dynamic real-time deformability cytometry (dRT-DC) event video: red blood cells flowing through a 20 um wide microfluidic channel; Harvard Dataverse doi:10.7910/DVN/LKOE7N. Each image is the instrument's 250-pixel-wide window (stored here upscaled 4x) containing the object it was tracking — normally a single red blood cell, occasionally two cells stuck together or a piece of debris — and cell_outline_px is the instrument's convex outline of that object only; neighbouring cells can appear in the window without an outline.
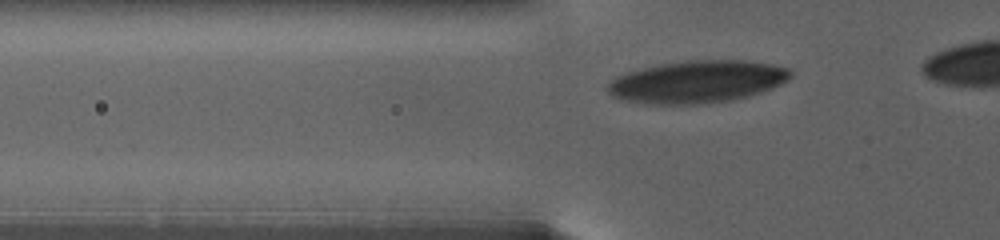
{"species": "human", "species_latin": "Homo sapiens", "temperature_condition": "warm", "stored_images_in_passage": 84, "camera_frame_rate_fps": 3000, "um_per_image_px": 0.085, "donor": {"sex": "female"}, "frame": {"image": 1, "passage_image": 3, "time_ms": 0.333, "image_size_px": [1000, 240], "cell_outline_px": [[792, 76], [788, 80], [772, 88], [748, 96], [732, 100], [696, 104], [652, 104], [624, 100], [612, 96], [608, 92], [608, 80], [616, 76], [628, 72], [660, 64], [684, 60], [744, 60], [772, 64], [788, 68], [792, 72]], "centroid_in_image_um": [59.26, 6.94], "position_along_channel_um": 66.5, "area_um2": 45.08}}
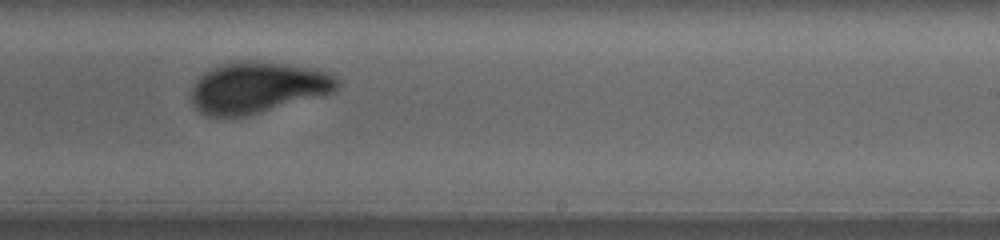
{"frame": {"image": 2, "passage_image": 51, "time_ms": 8.333, "image_size_px": [1000, 240], "cell_outline_px": [[344, 84], [340, 88], [332, 92], [244, 116], [208, 116], [200, 112], [192, 104], [192, 88], [196, 80], [200, 76], [212, 68], [220, 64], [248, 60], [284, 64], [316, 68], [332, 72]], "centroid_in_image_um": [21.94, 7.41], "position_along_channel_um": 267.1, "area_um2": 43.29}}
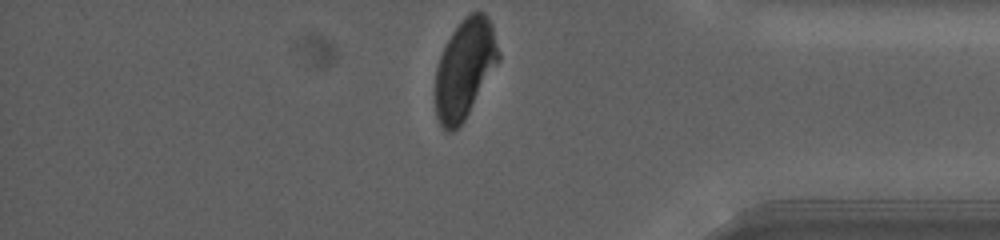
{"frame": {"image": 3, "passage_image": 83, "time_ms": 14.0, "image_size_px": [1000, 240], "cell_outline_px": [[500, 60], [464, 120], [452, 132], [444, 132], [436, 116], [436, 68], [440, 56], [452, 32], [472, 12], [484, 12], [488, 16], [492, 24], [500, 52]], "centroid_in_image_um": [39.52, 5.86], "position_along_channel_um": 395.7, "area_um2": 36.13}, "authors_computed_cell_mechanics": {"area_um2": 44.2748, "velocity_mm_per_s": 2.5746, "shape_relaxation_time_tau1_ms": 4.8532, "shape_relaxation_time_tau2_ms": 1.2284, "deformation_change_tau1": 0.1544, "deformation_change_tau2": 0.0578}}